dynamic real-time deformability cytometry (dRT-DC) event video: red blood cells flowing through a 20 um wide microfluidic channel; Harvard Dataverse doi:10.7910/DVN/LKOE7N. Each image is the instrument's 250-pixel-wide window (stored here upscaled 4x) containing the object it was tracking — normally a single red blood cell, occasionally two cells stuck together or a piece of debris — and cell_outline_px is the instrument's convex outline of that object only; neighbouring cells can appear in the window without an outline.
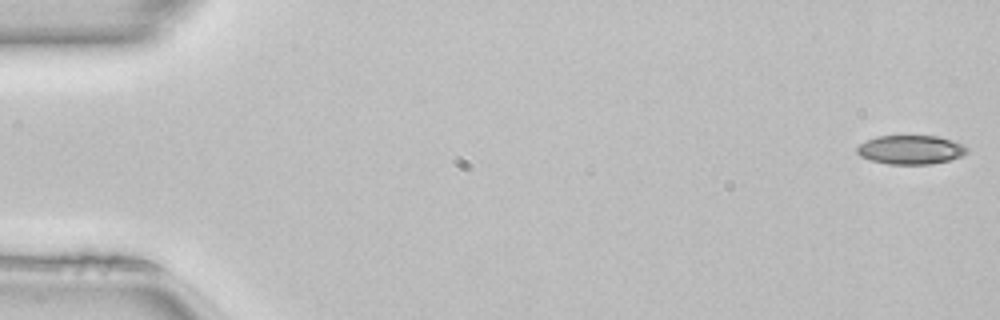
{"species": "common noctule bat (a hibernating species)", "species_latin": "Nyctalus noctula", "temperature_condition": "room temperature", "stored_images_in_passage": 9, "camera_frame_rate_fps": 3000, "um_per_image_px": 0.085, "animal": {"sex": "female", "body_mass_g": 22.7, "forearm_length_mm": 54.2}, "frame": {"image": 1, "passage_image": 1, "time_ms": 0.0, "image_size_px": [1000, 320], "cell_outline_px": [[968, 152], [960, 156], [948, 160], [932, 164], [888, 164], [872, 160], [860, 156], [856, 152], [856, 148], [860, 144], [876, 136], [936, 136], [952, 140], [968, 148]], "centroid_in_image_um": [77.39, 12.73], "position_along_channel_um": 7.6, "area_um2": 18.38}}